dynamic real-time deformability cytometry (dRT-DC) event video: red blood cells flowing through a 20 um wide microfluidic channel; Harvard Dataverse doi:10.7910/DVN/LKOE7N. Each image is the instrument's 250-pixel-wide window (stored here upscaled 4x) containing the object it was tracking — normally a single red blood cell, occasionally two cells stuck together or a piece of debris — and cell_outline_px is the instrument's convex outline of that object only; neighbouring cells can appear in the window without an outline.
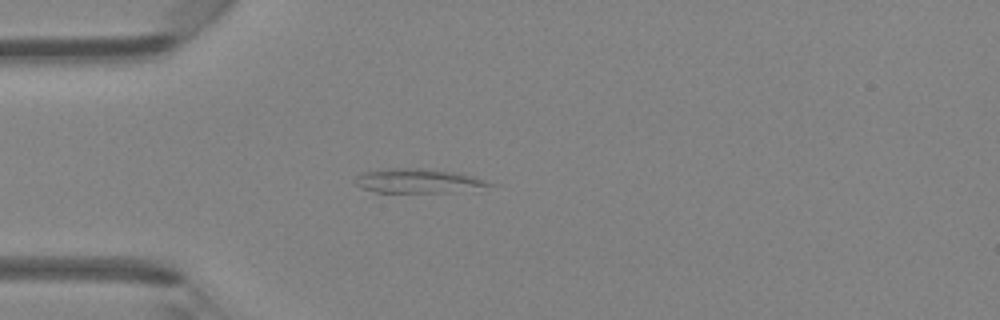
{"species": "Egyptian fruit bat (a non-hibernating species)", "species_latin": "Rousettus aegyptiacus", "temperature_condition": "room temperature", "stored_images_in_passage": 34, "camera_frame_rate_fps": 3000, "um_per_image_px": 0.085, "animal": {"sex": "female"}, "frame": {"image": 1, "passage_image": 1, "time_ms": 0.0, "image_size_px": [1000, 320], "cell_outline_px": [[496, 184], [452, 192], [376, 192], [360, 188], [356, 184], [356, 176], [364, 172], [388, 168], [420, 168], [456, 172], [476, 176]], "centroid_in_image_um": [35.51, 15.36], "position_along_channel_um": 49.5, "area_um2": 18.79}}
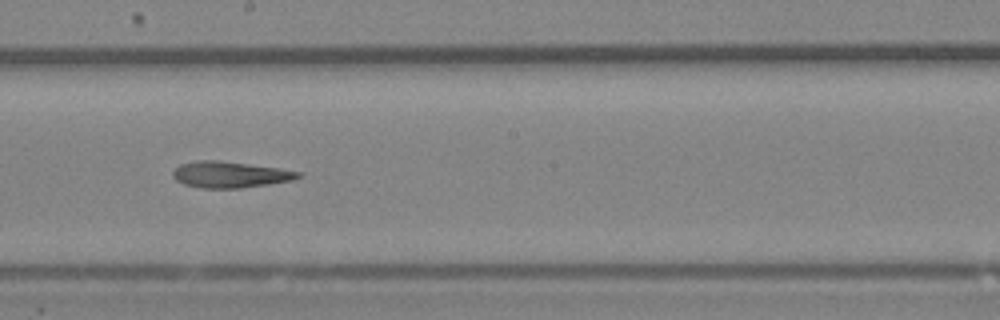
{"frame": {"image": 2, "passage_image": 14, "time_ms": 4.333, "image_size_px": [1000, 320], "cell_outline_px": [[304, 176], [292, 180], [268, 184], [240, 188], [200, 188], [184, 184], [176, 180], [172, 176], [172, 172], [180, 164], [196, 160], [220, 160], [280, 168], [300, 172]], "centroid_in_image_um": [19.55, 14.83], "position_along_channel_um": 228.7, "area_um2": 19.25}}
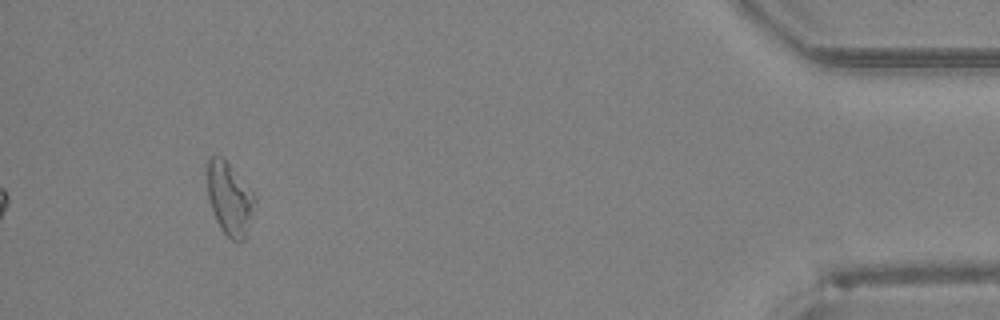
{"frame": {"image": 3, "passage_image": 31, "time_ms": 10.0, "image_size_px": [1000, 320], "cell_outline_px": [[256, 204], [244, 240], [240, 244], [232, 240], [220, 228], [216, 220], [208, 200], [208, 156], [220, 156], [232, 168], [256, 196]], "centroid_in_image_um": [19.53, 16.93], "position_along_channel_um": 415.7, "area_um2": 20.0}}